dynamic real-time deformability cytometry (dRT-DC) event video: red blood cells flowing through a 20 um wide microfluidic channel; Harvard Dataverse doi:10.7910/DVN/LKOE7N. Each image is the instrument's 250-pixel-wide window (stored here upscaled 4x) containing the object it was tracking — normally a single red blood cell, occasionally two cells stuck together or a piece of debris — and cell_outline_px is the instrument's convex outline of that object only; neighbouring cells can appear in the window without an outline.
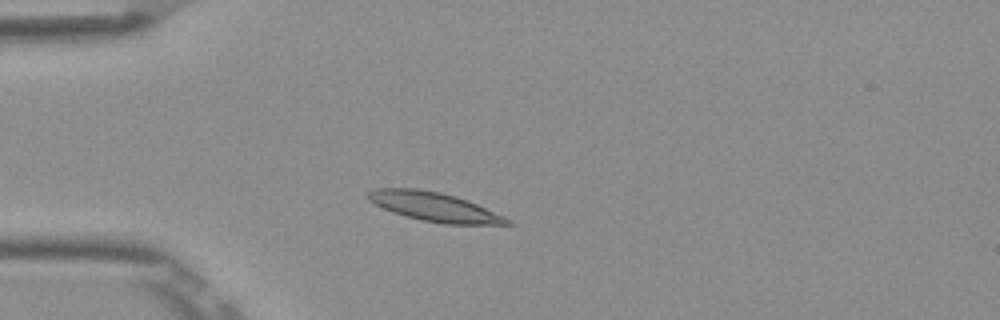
{"species": "Egyptian fruit bat (a non-hibernating species)", "species_latin": "Rousettus aegyptiacus", "temperature_condition": "room temperature", "stored_images_in_passage": 3, "camera_frame_rate_fps": 3000, "um_per_image_px": 0.085, "frame": {"image": 1, "passage_image": 2, "time_ms": 0.333, "image_size_px": [1000, 320], "cell_outline_px": [[516, 224], [444, 224], [420, 220], [404, 216], [392, 212], [368, 200], [368, 192], [376, 188], [416, 188], [440, 192], [456, 196], [468, 200], [504, 216], [512, 220]], "centroid_in_image_um": [36.94, 17.58], "position_along_channel_um": 48.1, "area_um2": 23.52}}